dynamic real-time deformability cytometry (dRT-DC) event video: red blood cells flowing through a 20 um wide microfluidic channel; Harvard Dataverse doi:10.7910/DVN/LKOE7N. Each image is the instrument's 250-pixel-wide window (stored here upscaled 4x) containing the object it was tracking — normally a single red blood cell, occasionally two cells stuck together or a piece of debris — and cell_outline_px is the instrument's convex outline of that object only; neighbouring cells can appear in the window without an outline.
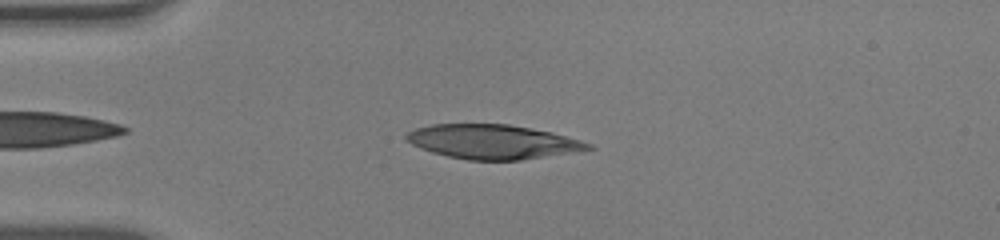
{"species": "human", "species_latin": "Homo sapiens", "temperature_condition": "warm", "stored_images_in_passage": 40, "camera_frame_rate_fps": 3000, "um_per_image_px": 0.085, "donor": {"sex": "male"}, "frame": {"image": 1, "passage_image": 5, "time_ms": 1.333, "image_size_px": [1000, 240], "cell_outline_px": [[596, 148], [520, 160], [468, 160], [448, 156], [432, 152], [412, 144], [404, 140], [404, 136], [408, 132], [416, 128], [432, 124], [508, 124], [552, 132], [580, 140], [592, 144]], "centroid_in_image_um": [41.85, 12.04], "position_along_channel_um": 43.1, "area_um2": 36.13}}
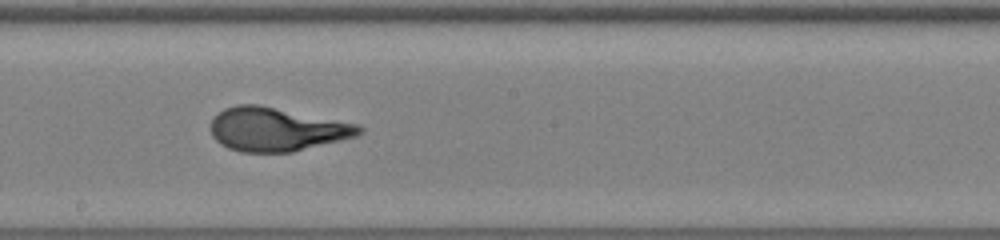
{"frame": {"image": 2, "passage_image": 21, "time_ms": 6.667, "image_size_px": [1000, 240], "cell_outline_px": [[364, 132], [356, 136], [292, 152], [240, 152], [228, 148], [220, 144], [212, 136], [208, 128], [212, 120], [224, 108], [236, 104], [260, 104], [360, 124], [364, 128]], "centroid_in_image_um": [23.5, 10.98], "position_along_channel_um": 224.7, "area_um2": 38.09}}
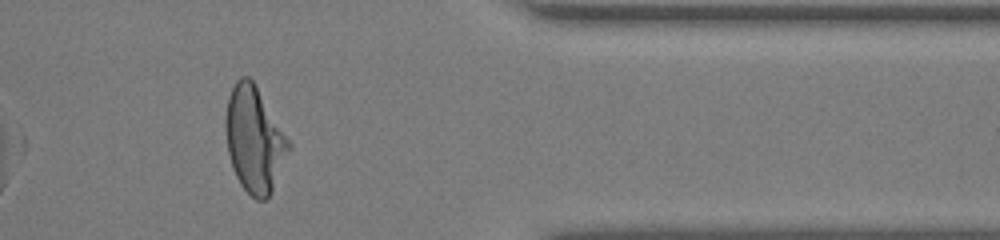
{"frame": {"image": 3, "passage_image": 35, "time_ms": 11.333, "image_size_px": [1000, 240], "cell_outline_px": [[292, 148], [272, 192], [264, 200], [256, 200], [240, 184], [232, 168], [228, 152], [224, 128], [224, 120], [228, 96], [236, 80], [240, 76], [248, 76], [252, 80], [292, 144]], "centroid_in_image_um": [21.62, 11.87], "position_along_channel_um": 389.8, "area_um2": 39.02}, "authors_computed_cell_mechanics": {"area_um2": 37.5122, "velocity_mm_per_s": 3.9361, "shape_relaxation_time_tau1_ms": 4.7948, "shape_relaxation_time_tau2_ms": null, "deformation_change_tau1": 0.2583, "deformation_change_tau2": null}}